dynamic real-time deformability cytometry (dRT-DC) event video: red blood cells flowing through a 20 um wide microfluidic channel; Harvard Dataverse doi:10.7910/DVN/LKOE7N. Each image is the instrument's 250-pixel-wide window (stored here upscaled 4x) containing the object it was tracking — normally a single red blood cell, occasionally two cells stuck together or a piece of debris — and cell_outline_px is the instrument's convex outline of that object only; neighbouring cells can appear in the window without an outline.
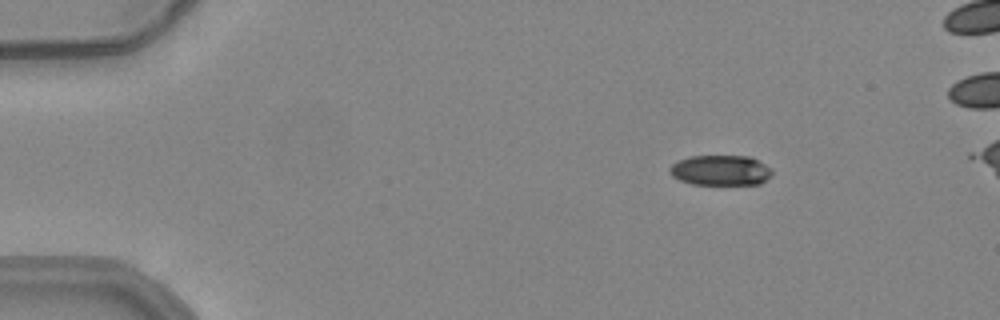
{"species": "common noctule bat (a hibernating species)", "species_latin": "Nyctalus noctula", "temperature_condition": "warm", "stored_images_in_passage": 44, "camera_frame_rate_fps": 3000, "um_per_image_px": 0.085, "animal": {"sex": "female", "body_mass_g": 24.6, "forearm_length_mm": 56.2}, "frame": {"image": 1, "passage_image": 1, "time_ms": 0.0, "image_size_px": [1000, 320], "cell_outline_px": [[772, 172], [760, 184], [692, 184], [680, 180], [672, 176], [668, 172], [668, 168], [672, 164], [688, 156], [752, 156], [772, 168]], "centroid_in_image_um": [61.23, 14.46], "position_along_channel_um": 23.8, "area_um2": 18.09}}
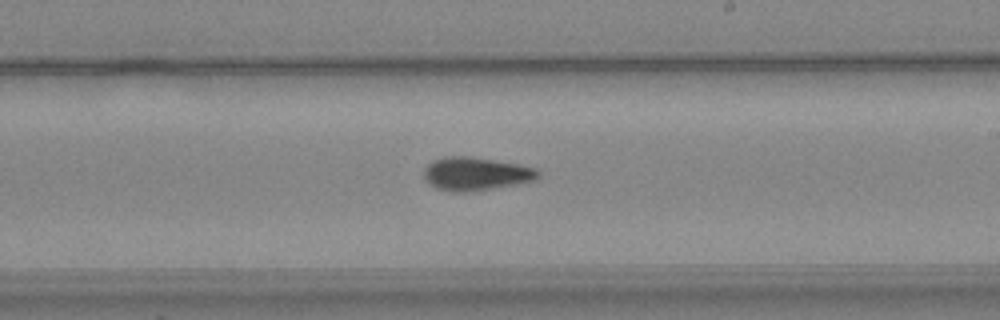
{"frame": {"image": 2, "passage_image": 25, "time_ms": 8.0, "image_size_px": [1000, 320], "cell_outline_px": [[540, 176], [532, 180], [492, 188], [468, 192], [452, 192], [436, 188], [428, 184], [424, 180], [424, 168], [432, 160], [444, 156], [468, 156], [516, 164], [536, 168], [540, 172]], "centroid_in_image_um": [40.36, 14.77], "position_along_channel_um": 248.6, "area_um2": 21.96}}
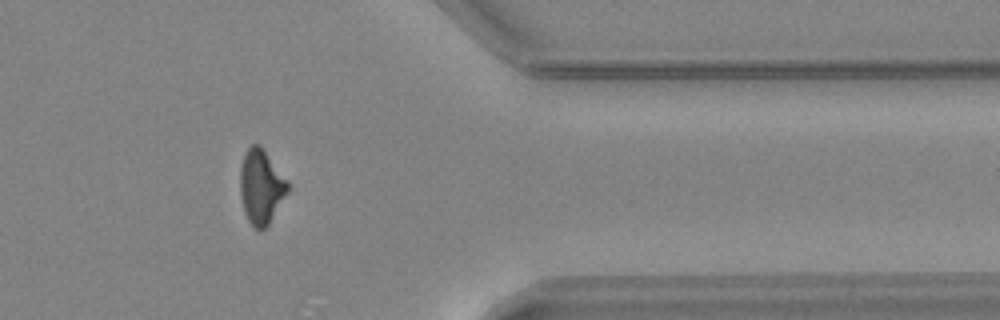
{"frame": {"image": 3, "passage_image": 37, "time_ms": 12.0, "image_size_px": [1000, 320], "cell_outline_px": [[288, 192], [268, 224], [260, 232], [248, 220], [244, 212], [240, 196], [240, 168], [244, 152], [252, 144], [260, 144], [288, 180]], "centroid_in_image_um": [22.18, 15.84], "position_along_channel_um": 389.2, "area_um2": 20.69}}